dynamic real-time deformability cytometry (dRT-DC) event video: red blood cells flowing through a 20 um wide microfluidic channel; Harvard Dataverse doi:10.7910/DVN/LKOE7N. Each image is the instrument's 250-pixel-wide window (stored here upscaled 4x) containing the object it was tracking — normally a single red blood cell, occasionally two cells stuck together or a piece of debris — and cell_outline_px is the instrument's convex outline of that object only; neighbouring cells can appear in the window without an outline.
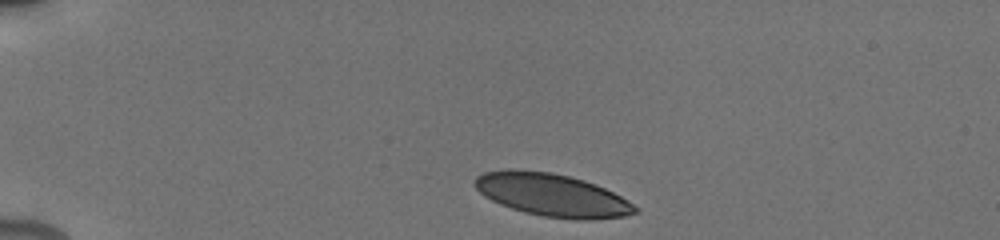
{"species": "human", "species_latin": "Homo sapiens", "temperature_condition": "cold", "stored_images_in_passage": 15, "camera_frame_rate_fps": 3000, "um_per_image_px": 0.085, "donor": {"sex": "male"}, "frame": {"image": 1, "passage_image": 1, "time_ms": 0.0, "image_size_px": [1000, 240], "cell_outline_px": [[640, 212], [624, 216], [588, 220], [576, 220], [544, 216], [524, 212], [500, 204], [484, 196], [472, 184], [472, 180], [476, 176], [484, 172], [504, 168], [508, 168], [552, 172], [584, 180], [596, 184], [628, 200], [640, 208]], "centroid_in_image_um": [46.91, 16.56], "position_along_channel_um": 38.1, "area_um2": 40.29}}